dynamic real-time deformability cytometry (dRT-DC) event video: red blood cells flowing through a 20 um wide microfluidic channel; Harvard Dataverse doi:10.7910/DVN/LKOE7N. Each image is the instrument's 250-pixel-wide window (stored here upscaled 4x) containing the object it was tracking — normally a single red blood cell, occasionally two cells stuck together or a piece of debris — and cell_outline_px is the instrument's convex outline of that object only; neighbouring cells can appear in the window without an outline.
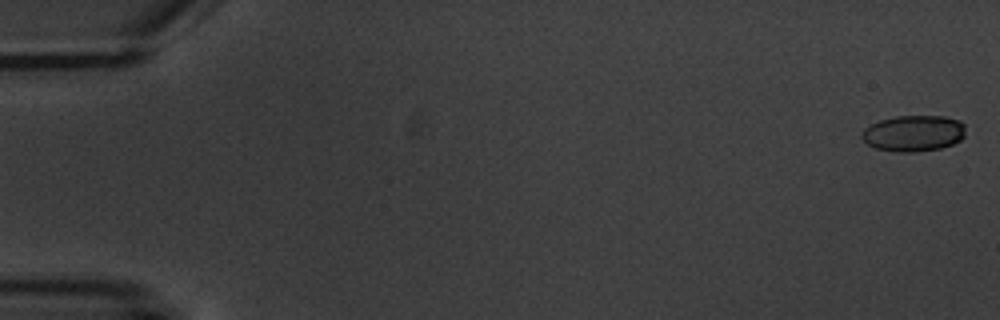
{"species": "common noctule bat (a hibernating species)", "species_latin": "Nyctalus noctula", "temperature_condition": "warm", "stored_images_in_passage": 2, "segment_of_instrument_passage": [2, 2], "camera_frame_rate_fps": 3000, "um_per_image_px": 0.085, "animal": {"sex": "male", "body_mass_g": 20.1, "forearm_length_mm": 53.5}, "frame": {"image": 1, "passage_image": 2, "time_ms": 2.0, "image_size_px": [1000, 320], "cell_outline_px": [[964, 136], [960, 140], [952, 144], [940, 148], [912, 152], [896, 152], [876, 148], [868, 144], [860, 136], [860, 132], [864, 128], [880, 120], [896, 116], [944, 116], [960, 120], [964, 124]], "centroid_in_image_um": [77.64, 11.32], "position_along_channel_um": 7.4, "area_um2": 21.85}}